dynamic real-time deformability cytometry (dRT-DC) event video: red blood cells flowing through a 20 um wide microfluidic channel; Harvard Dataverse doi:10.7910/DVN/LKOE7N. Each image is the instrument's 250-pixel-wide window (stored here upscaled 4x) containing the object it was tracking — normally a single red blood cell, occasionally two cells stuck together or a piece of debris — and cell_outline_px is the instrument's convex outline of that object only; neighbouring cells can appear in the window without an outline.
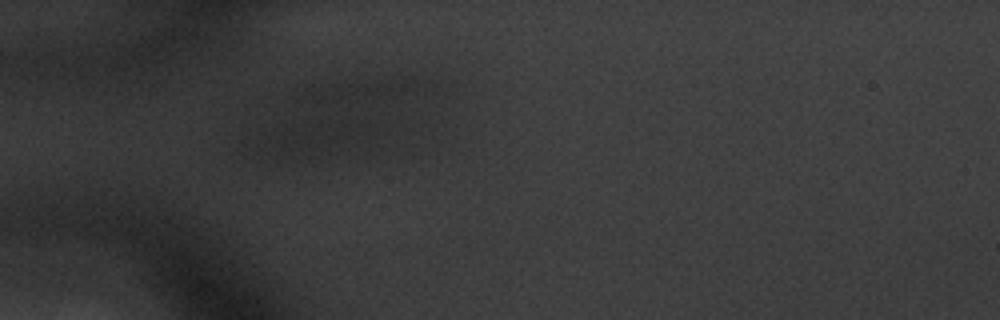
{"species": "common noctule bat (a hibernating species)", "species_latin": "Nyctalus noctula", "temperature_condition": "warm", "stored_images_in_passage": 16, "camera_frame_rate_fps": 3000, "um_per_image_px": 0.085, "animal": {"sex": "male", "body_mass_g": 20.1, "forearm_length_mm": 53.5}, "frame": {"image": 1, "passage_image": 11, "time_ms": 3.333, "image_size_px": [1000, 320], "cell_outline_px": [[396, 132], [388, 144], [376, 148], [292, 160], [276, 160], [252, 156], [240, 152], [248, 144], [276, 128], [304, 120], [344, 116], [356, 116], [388, 124]], "centroid_in_image_um": [27.26, 11.76], "position_along_channel_um": 57.7, "area_um2": 32.89}}